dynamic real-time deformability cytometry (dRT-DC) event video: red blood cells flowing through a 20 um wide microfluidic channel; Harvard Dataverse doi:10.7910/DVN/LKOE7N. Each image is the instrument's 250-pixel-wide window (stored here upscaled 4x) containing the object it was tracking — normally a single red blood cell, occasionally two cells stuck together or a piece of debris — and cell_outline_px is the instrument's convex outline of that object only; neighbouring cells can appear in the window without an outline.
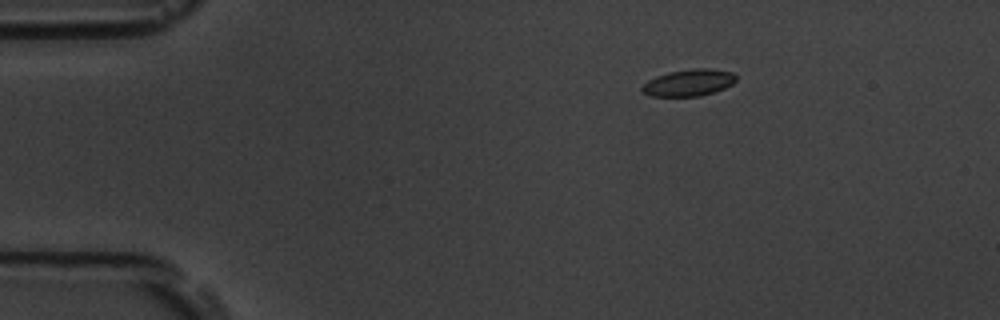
{"species": "common noctule bat (a hibernating species)", "species_latin": "Nyctalus noctula", "temperature_condition": "room temperature", "stored_images_in_passage": 49, "camera_frame_rate_fps": 3000, "um_per_image_px": 0.085, "animal": {"sex": "male", "body_mass_g": 19.5, "forearm_length_mm": 54.6}, "frame": {"image": 1, "passage_image": 1, "time_ms": 0.0, "image_size_px": [1000, 320], "cell_outline_px": [[736, 80], [732, 84], [724, 88], [700, 96], [648, 96], [640, 92], [640, 88], [648, 80], [656, 76], [668, 72], [692, 68], [708, 68], [732, 72], [736, 76]], "centroid_in_image_um": [58.5, 7.03], "position_along_channel_um": 26.5, "area_um2": 14.74}}
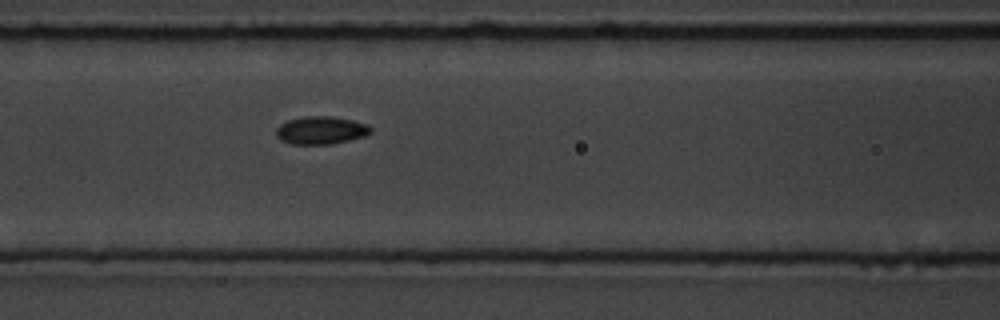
{"frame": {"image": 2, "passage_image": 16, "time_ms": 5.0, "image_size_px": [1000, 320], "cell_outline_px": [[372, 132], [364, 136], [332, 144], [292, 144], [280, 140], [276, 136], [276, 128], [280, 124], [288, 120], [300, 116], [328, 116], [352, 120], [368, 124], [372, 128]], "centroid_in_image_um": [27.26, 11.07], "position_along_channel_um": 139.3, "area_um2": 15.43}}
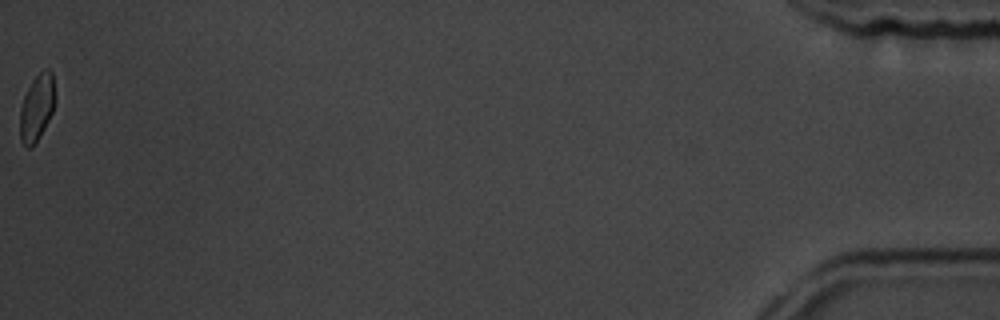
{"frame": {"image": 3, "passage_image": 49, "time_ms": 16.0, "image_size_px": [1000, 320], "cell_outline_px": [[56, 100], [52, 112], [40, 136], [28, 148], [20, 140], [20, 108], [24, 96], [32, 80], [44, 68], [48, 68], [52, 72], [56, 96]], "centroid_in_image_um": [3.15, 9.09], "position_along_channel_um": 432.1, "area_um2": 13.58}, "authors_computed_cell_mechanics": {"area_um2": 14.739, "velocity_mm_per_s": 3.5892, "shape_relaxation_time_tau1_ms": 2.6424, "shape_relaxation_time_tau2_ms": 1.5843, "deformation_change_tau1": 0.0909, "deformation_change_tau2": 0.046}}